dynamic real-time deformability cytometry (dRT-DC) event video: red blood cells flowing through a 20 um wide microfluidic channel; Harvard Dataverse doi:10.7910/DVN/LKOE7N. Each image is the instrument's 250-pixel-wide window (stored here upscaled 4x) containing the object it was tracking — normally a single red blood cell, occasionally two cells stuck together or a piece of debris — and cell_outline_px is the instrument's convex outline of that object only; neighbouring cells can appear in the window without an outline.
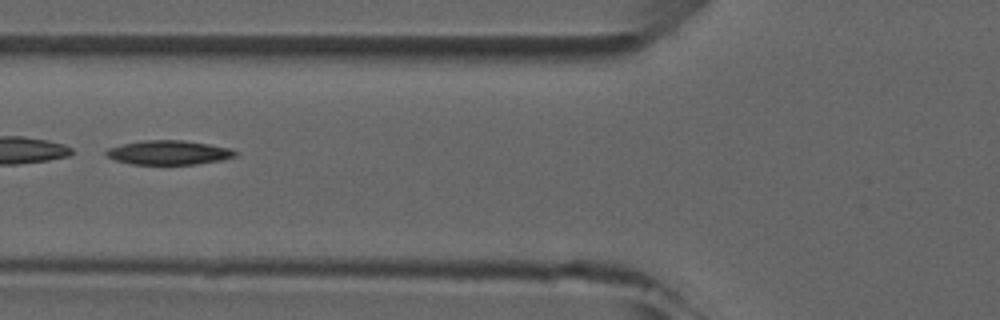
{"species": "common noctule bat (a hibernating species)", "species_latin": "Nyctalus noctula", "temperature_condition": "room temperature", "stored_images_in_passage": 3, "camera_frame_rate_fps": 3000, "um_per_image_px": 0.085, "animal": {"sex": "male", "forearm_length_mm": 52.5}, "frame": {"image": 1, "passage_image": 2, "time_ms": 1.333, "image_size_px": [1000, 320], "cell_outline_px": [[236, 156], [224, 160], [196, 164], [132, 164], [116, 160], [104, 156], [104, 152], [108, 148], [124, 144], [144, 140], [184, 140], [208, 144], [228, 148], [236, 152]], "centroid_in_image_um": [14.32, 12.97], "position_along_channel_um": 111.5, "area_um2": 18.15}}
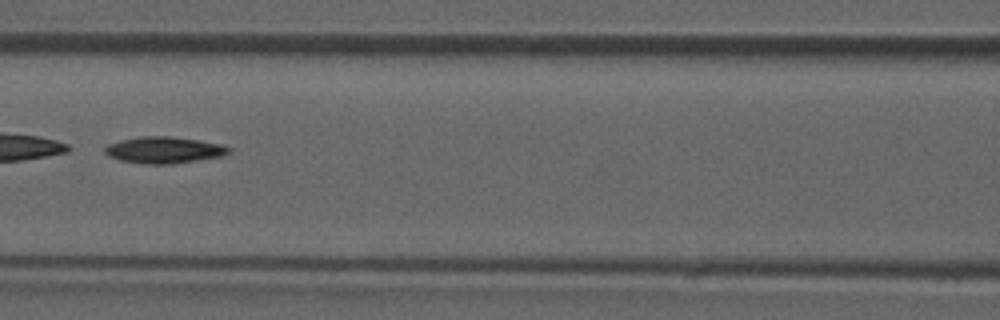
{"frame": {"image": 2, "passage_image": 3, "time_ms": 2.333, "image_size_px": [1000, 320], "cell_outline_px": [[232, 152], [224, 156], [172, 164], [148, 164], [120, 160], [108, 156], [104, 152], [104, 148], [108, 144], [120, 140], [140, 136], [168, 136], [200, 140], [220, 144], [232, 148]], "centroid_in_image_um": [13.97, 12.75], "position_along_channel_um": 152.6, "area_um2": 19.31}}